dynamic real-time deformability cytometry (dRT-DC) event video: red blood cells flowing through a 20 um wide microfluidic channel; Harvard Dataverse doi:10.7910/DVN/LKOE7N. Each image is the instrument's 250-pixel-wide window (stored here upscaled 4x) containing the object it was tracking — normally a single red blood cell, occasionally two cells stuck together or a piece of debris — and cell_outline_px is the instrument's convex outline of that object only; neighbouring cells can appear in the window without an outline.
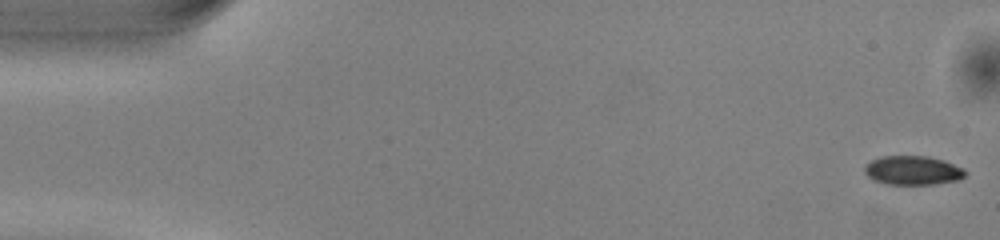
{"species": "common noctule bat (a hibernating species)", "species_latin": "Nyctalus noctula", "temperature_condition": "warm", "stored_images_in_passage": 51, "camera_frame_rate_fps": 3000, "um_per_image_px": 0.085, "animal": {"sex": "male", "body_mass_g": 13.0, "forearm_length_mm": 53.1}, "frame": {"image": 1, "passage_image": 1, "time_ms": 0.0, "image_size_px": [1000, 240], "cell_outline_px": [[968, 172], [960, 180], [932, 184], [888, 184], [872, 180], [864, 172], [864, 168], [872, 160], [880, 156], [928, 156], [944, 160], [964, 168]], "centroid_in_image_um": [77.62, 14.48], "position_along_channel_um": 7.4, "area_um2": 17.11}}
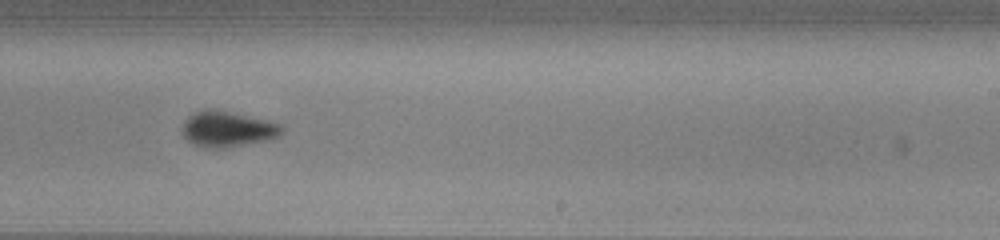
{"frame": {"image": 2, "passage_image": 31, "time_ms": 10.0, "image_size_px": [1000, 240], "cell_outline_px": [[284, 132], [280, 136], [272, 140], [224, 148], [204, 148], [192, 144], [184, 136], [184, 124], [188, 116], [196, 112], [208, 108], [268, 120], [280, 124], [284, 128]], "centroid_in_image_um": [19.4, 11.0], "position_along_channel_um": 269.6, "area_um2": 20.69}}
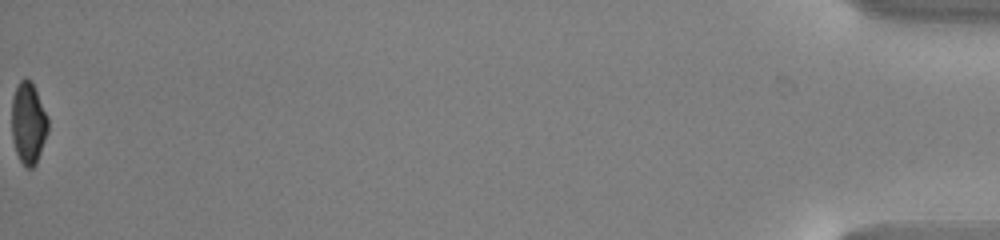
{"frame": {"image": 3, "passage_image": 51, "time_ms": 16.667, "image_size_px": [1000, 240], "cell_outline_px": [[48, 132], [36, 164], [32, 168], [28, 168], [20, 160], [16, 152], [12, 140], [12, 96], [20, 80], [28, 80], [32, 84], [48, 116]], "centroid_in_image_um": [2.41, 10.5], "position_along_channel_um": 432.8, "area_um2": 17.05}, "authors_computed_cell_mechanics": {"area_um2": 18.7272, "velocity_mm_per_s": 4.0616, "shape_relaxation_time_tau1_ms": 2.6372, "shape_relaxation_time_tau2_ms": null, "deformation_change_tau1": 0.1053, "deformation_change_tau2": null}}